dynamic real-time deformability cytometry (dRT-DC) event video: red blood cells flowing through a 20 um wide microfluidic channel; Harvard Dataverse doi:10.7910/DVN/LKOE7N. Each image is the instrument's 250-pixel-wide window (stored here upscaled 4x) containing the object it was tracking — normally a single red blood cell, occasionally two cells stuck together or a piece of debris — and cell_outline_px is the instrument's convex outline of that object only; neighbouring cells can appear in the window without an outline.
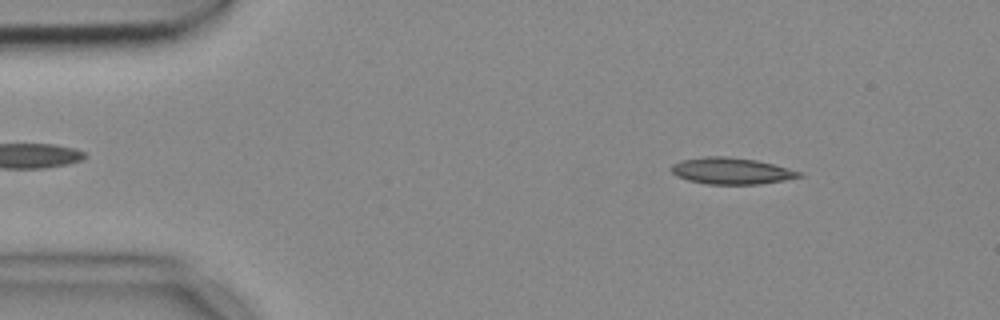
{"species": "common noctule bat (a hibernating species)", "species_latin": "Nyctalus noctula", "temperature_condition": "cold", "stored_images_in_passage": 51, "camera_frame_rate_fps": 3000, "um_per_image_px": 0.085, "animal": {"sex": "female", "body_mass_g": 18.4}, "frame": {"image": 1, "passage_image": 4, "time_ms": 1.0, "image_size_px": [1000, 320], "cell_outline_px": [[804, 176], [784, 180], [760, 184], [708, 184], [688, 180], [676, 176], [672, 172], [672, 164], [680, 160], [704, 156], [728, 156], [756, 160], [788, 168], [800, 172]], "centroid_in_image_um": [62.14, 14.52], "position_along_channel_um": 22.9, "area_um2": 19.71}}
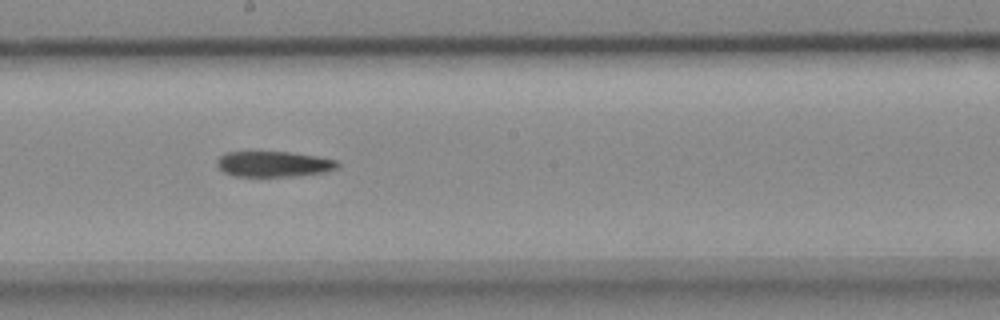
{"frame": {"image": 2, "passage_image": 26, "time_ms": 8.333, "image_size_px": [1000, 320], "cell_outline_px": [[340, 168], [324, 172], [296, 176], [232, 176], [224, 172], [216, 164], [216, 160], [224, 152], [288, 152], [316, 156], [336, 160], [340, 164]], "centroid_in_image_um": [23.26, 13.94], "position_along_channel_um": 224.9, "area_um2": 18.03}}
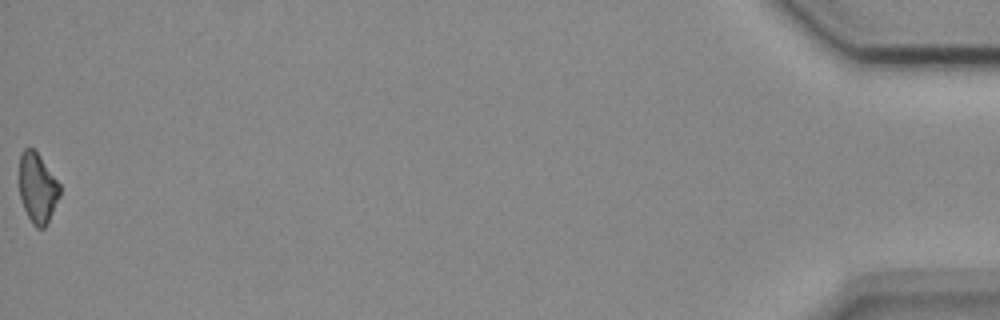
{"frame": {"image": 3, "passage_image": 51, "time_ms": 16.667, "image_size_px": [1000, 320], "cell_outline_px": [[60, 196], [44, 228], [36, 228], [32, 224], [24, 208], [20, 196], [20, 156], [24, 148], [36, 148], [60, 184]], "centroid_in_image_um": [3.2, 15.94], "position_along_channel_um": 432.0, "area_um2": 16.53}}